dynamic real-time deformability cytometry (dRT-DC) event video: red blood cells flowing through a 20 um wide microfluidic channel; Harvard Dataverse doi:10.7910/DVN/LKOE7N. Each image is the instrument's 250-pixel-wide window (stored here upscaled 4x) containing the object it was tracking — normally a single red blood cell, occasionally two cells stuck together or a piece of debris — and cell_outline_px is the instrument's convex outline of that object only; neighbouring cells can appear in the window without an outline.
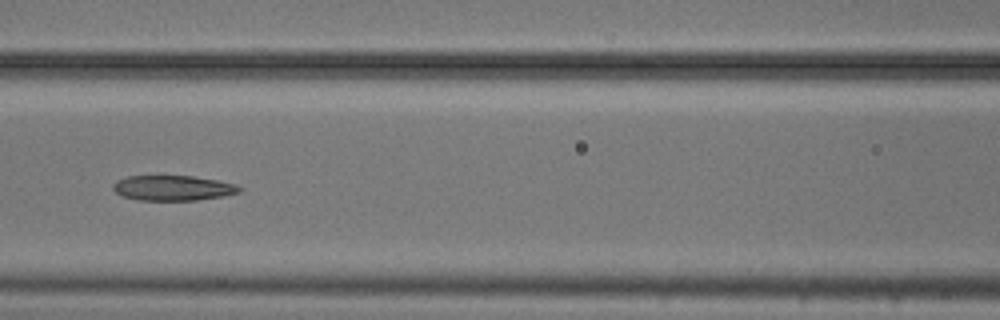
{"species": "common noctule bat (a hibernating species)", "species_latin": "Nyctalus noctula", "temperature_condition": "cold", "stored_images_in_passage": 7, "camera_frame_rate_fps": 3000, "um_per_image_px": 0.085, "animal": {"sex": "male", "body_mass_g": 20.5, "forearm_length_mm": 52.5}, "frame": {"image": 1, "passage_image": 6, "time_ms": 1.667, "image_size_px": [1000, 320], "cell_outline_px": [[244, 188], [240, 192], [224, 196], [196, 200], [136, 200], [124, 196], [116, 192], [112, 188], [112, 184], [116, 180], [128, 176], [192, 176], [216, 180], [236, 184]], "centroid_in_image_um": [14.71, 15.98], "position_along_channel_um": 151.9, "area_um2": 18.55}}
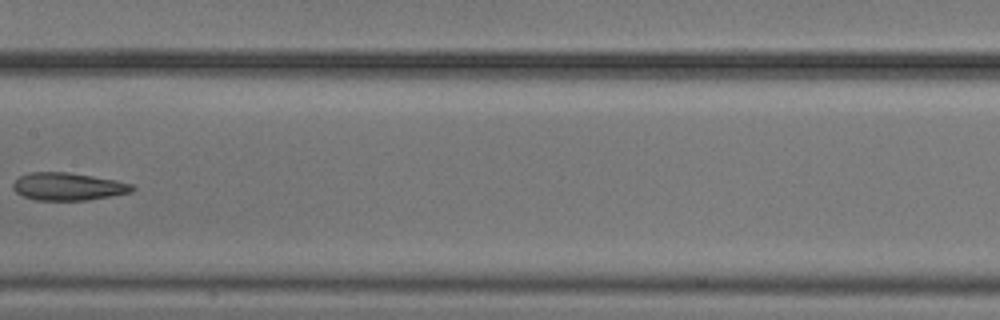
{"frame": {"image": 2, "passage_image": 7, "time_ms": 2.0, "image_size_px": [1000, 320], "cell_outline_px": [[136, 188], [132, 192], [88, 200], [36, 200], [24, 196], [16, 192], [12, 188], [12, 184], [20, 176], [32, 172], [68, 172], [116, 180], [132, 184]], "centroid_in_image_um": [5.8, 15.85], "position_along_channel_um": 201.6, "area_um2": 19.13}}